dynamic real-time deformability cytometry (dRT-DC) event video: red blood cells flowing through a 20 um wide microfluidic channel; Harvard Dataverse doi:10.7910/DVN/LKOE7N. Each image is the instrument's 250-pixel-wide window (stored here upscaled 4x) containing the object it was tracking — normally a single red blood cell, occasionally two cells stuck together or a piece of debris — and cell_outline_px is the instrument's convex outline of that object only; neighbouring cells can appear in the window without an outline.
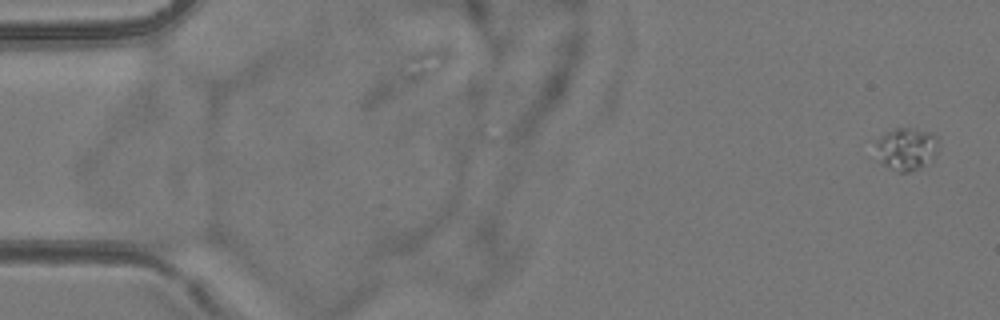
{"species": "common noctule bat (a hibernating species)", "species_latin": "Nyctalus noctula", "temperature_condition": "room temperature", "stored_images_in_passage": 5, "camera_frame_rate_fps": 3000, "um_per_image_px": 0.085, "animal": {"sex": "female", "body_mass_g": 24.6, "forearm_length_mm": 56.2}, "frame": {"image": 1, "passage_image": 1, "time_ms": 0.0, "image_size_px": [1000, 320], "cell_outline_px": [[936, 156], [932, 160], [908, 172], [900, 172], [884, 164], [880, 160], [872, 140], [892, 128], [912, 128], [932, 132], [936, 136]], "centroid_in_image_um": [76.99, 12.6], "position_along_channel_um": 8.0, "area_um2": 15.55}}
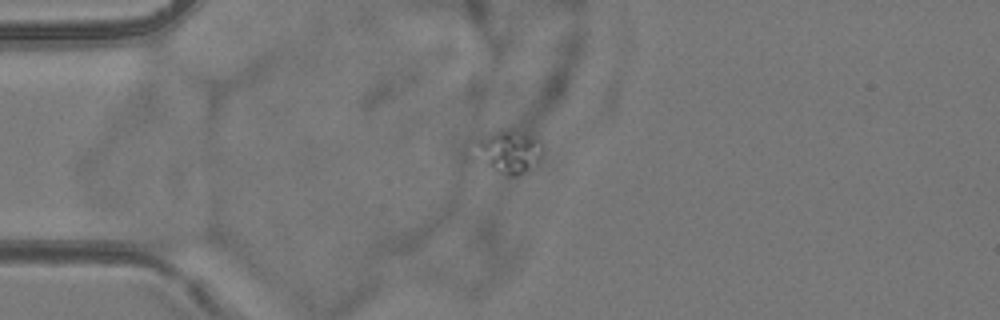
{"frame": {"image": 2, "passage_image": 4, "time_ms": 4.333, "image_size_px": [1000, 320], "cell_outline_px": [[544, 152], [540, 160], [536, 164], [524, 172], [516, 176], [508, 176], [500, 172], [488, 164], [480, 144], [488, 136], [500, 128], [508, 128], [544, 140]], "centroid_in_image_um": [43.54, 12.86], "position_along_channel_um": 41.5, "area_um2": 15.72}}